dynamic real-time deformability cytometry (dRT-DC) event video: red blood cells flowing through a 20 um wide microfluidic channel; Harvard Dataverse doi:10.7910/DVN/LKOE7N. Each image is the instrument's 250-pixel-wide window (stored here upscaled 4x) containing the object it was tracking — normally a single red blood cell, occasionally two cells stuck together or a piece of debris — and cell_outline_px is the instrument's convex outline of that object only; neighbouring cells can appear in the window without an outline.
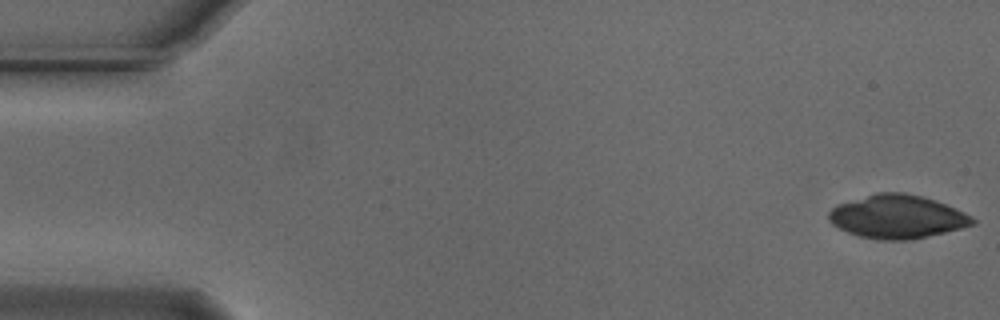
{"species": "Egyptian fruit bat (a non-hibernating species)", "species_latin": "Rousettus aegyptiacus", "temperature_condition": "cold", "stored_images_in_passage": 54, "camera_frame_rate_fps": 3000, "um_per_image_px": 0.085, "animal": {"sex": "male"}, "frame": {"image": 1, "passage_image": 1, "time_ms": 0.0, "image_size_px": [1000, 320], "cell_outline_px": [[976, 224], [912, 240], [880, 240], [860, 236], [848, 232], [832, 224], [828, 220], [828, 212], [836, 204], [876, 192], [904, 192], [936, 200], [956, 208], [972, 216], [976, 220]], "centroid_in_image_um": [76.26, 18.41], "position_along_channel_um": 8.7, "area_um2": 36.53}}